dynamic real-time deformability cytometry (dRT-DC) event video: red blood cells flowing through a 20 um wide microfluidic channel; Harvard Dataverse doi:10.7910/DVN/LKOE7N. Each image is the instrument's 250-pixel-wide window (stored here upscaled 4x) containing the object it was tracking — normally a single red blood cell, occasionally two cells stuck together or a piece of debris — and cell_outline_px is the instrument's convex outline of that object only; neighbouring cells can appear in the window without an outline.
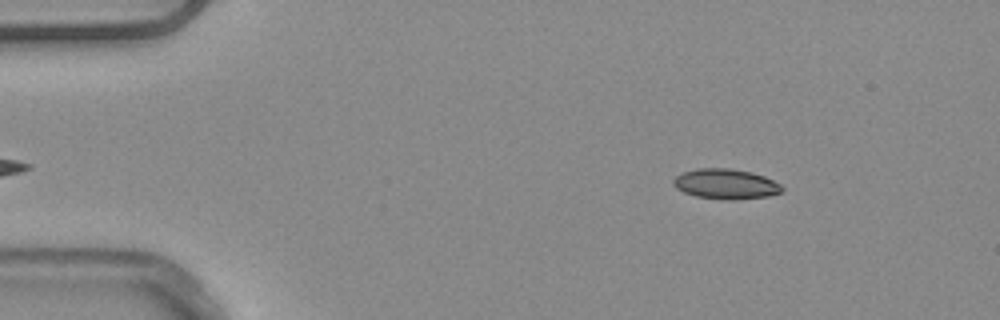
{"species": "common noctule bat (a hibernating species)", "species_latin": "Nyctalus noctula", "temperature_condition": "warm", "stored_images_in_passage": 48, "camera_frame_rate_fps": 3000, "um_per_image_px": 0.085, "animal": {"sex": "male", "body_mass_g": 20.4}, "frame": {"image": 1, "passage_image": 3, "time_ms": 0.667, "image_size_px": [1000, 320], "cell_outline_px": [[784, 192], [768, 196], [736, 200], [724, 200], [696, 196], [684, 192], [676, 188], [672, 184], [672, 180], [676, 176], [684, 172], [696, 168], [728, 168], [752, 172], [764, 176], [780, 184], [784, 188]], "centroid_in_image_um": [61.7, 15.64], "position_along_channel_um": 23.3, "area_um2": 19.25}}
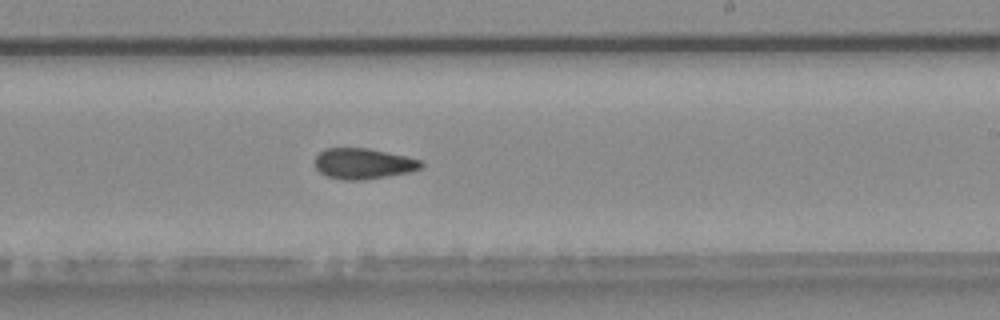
{"frame": {"image": 2, "passage_image": 27, "time_ms": 8.667, "image_size_px": [1000, 320], "cell_outline_px": [[424, 164], [420, 168], [408, 172], [360, 180], [344, 180], [328, 176], [320, 172], [316, 168], [316, 156], [324, 148], [368, 148], [404, 156], [420, 160]], "centroid_in_image_um": [30.85, 13.9], "position_along_channel_um": 258.2, "area_um2": 18.61}}
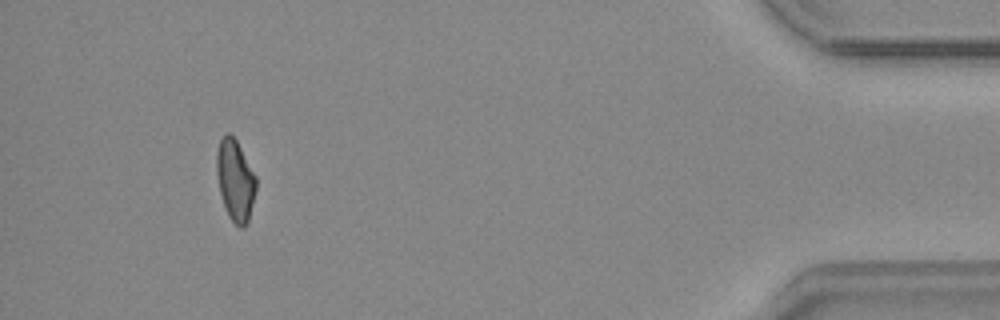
{"frame": {"image": 3, "passage_image": 44, "time_ms": 14.333, "image_size_px": [1000, 320], "cell_outline_px": [[256, 192], [248, 220], [244, 228], [240, 228], [228, 216], [220, 192], [216, 172], [216, 152], [220, 140], [228, 132], [236, 140], [256, 176]], "centroid_in_image_um": [20.0, 15.33], "position_along_channel_um": 415.2, "area_um2": 18.5}, "authors_computed_cell_mechanics": {"area_um2": 18.9873, "velocity_mm_per_s": 3.9134, "shape_relaxation_time_tau1_ms": null, "shape_relaxation_time_tau2_ms": 5.8033, "deformation_change_tau1": null, "deformation_change_tau2": 0.1342}}